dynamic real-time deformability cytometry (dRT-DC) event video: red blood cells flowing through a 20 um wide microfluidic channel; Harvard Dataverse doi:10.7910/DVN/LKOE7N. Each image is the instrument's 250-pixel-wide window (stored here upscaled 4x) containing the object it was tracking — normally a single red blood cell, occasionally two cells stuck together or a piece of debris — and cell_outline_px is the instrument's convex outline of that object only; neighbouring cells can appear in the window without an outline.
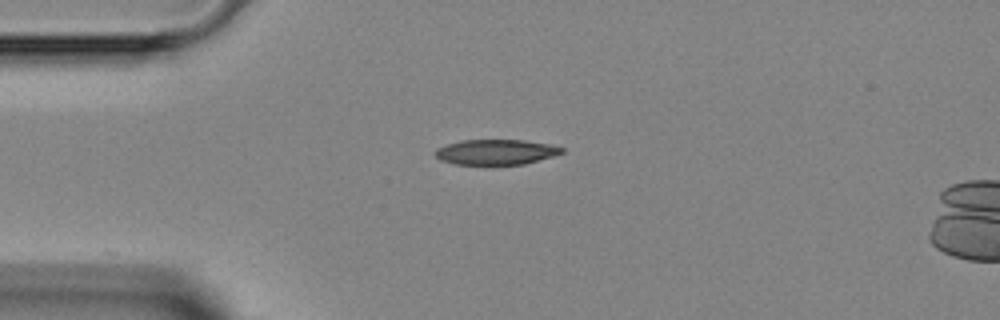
{"species": "Egyptian fruit bat (a non-hibernating species)", "species_latin": "Rousettus aegyptiacus", "temperature_condition": "room temperature", "stored_images_in_passage": 4, "camera_frame_rate_fps": 3000, "um_per_image_px": 0.085, "animal": {"sex": "female"}, "frame": {"image": 1, "passage_image": 1, "time_ms": 0.0, "image_size_px": [1000, 320], "cell_outline_px": [[564, 152], [552, 156], [524, 164], [492, 168], [456, 164], [440, 160], [432, 152], [436, 148], [460, 140], [524, 140], [552, 144], [564, 148]], "centroid_in_image_um": [42.12, 12.97], "position_along_channel_um": 42.9, "area_um2": 19.59}}